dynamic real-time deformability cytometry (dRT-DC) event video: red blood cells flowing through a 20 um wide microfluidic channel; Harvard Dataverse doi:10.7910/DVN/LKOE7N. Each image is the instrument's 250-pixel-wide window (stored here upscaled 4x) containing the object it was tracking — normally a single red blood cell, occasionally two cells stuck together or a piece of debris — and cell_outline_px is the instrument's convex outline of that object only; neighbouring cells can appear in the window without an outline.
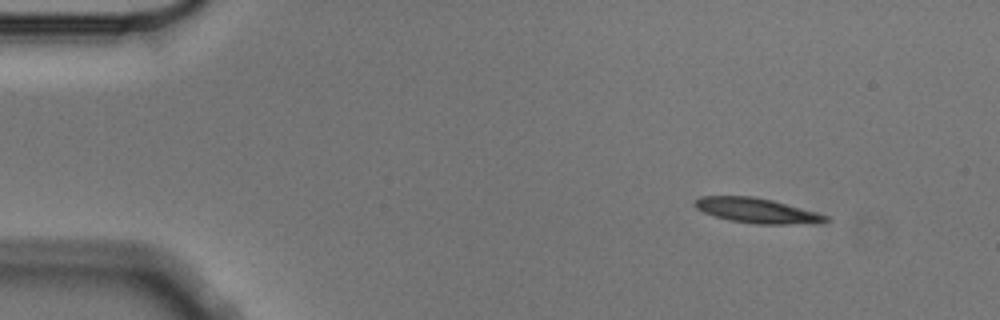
{"species": "Egyptian fruit bat (a non-hibernating species)", "species_latin": "Rousettus aegyptiacus", "temperature_condition": "cold", "stored_images_in_passage": 6, "camera_frame_rate_fps": 3000, "um_per_image_px": 0.085, "animal": {"sex": "male"}, "frame": {"image": 1, "passage_image": 1, "time_ms": 0.0, "image_size_px": [1000, 320], "cell_outline_px": [[832, 220], [816, 224], [756, 224], [728, 220], [704, 212], [696, 208], [692, 204], [692, 200], [700, 196], [752, 196], [772, 200], [816, 212], [828, 216]], "centroid_in_image_um": [64.33, 17.9], "position_along_channel_um": 20.7, "area_um2": 19.19}}
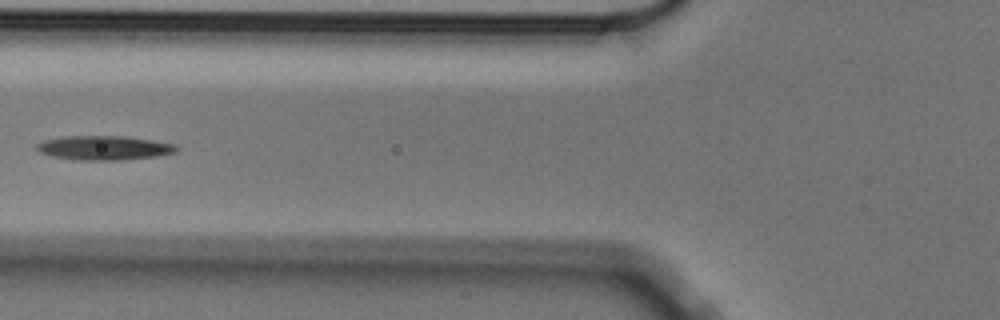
{"frame": {"image": 2, "passage_image": 5, "time_ms": 1.333, "image_size_px": [1000, 320], "cell_outline_px": [[180, 148], [176, 152], [156, 156], [124, 160], [72, 160], [52, 156], [40, 152], [36, 148], [36, 144], [44, 140], [64, 136], [128, 136], [176, 144]], "centroid_in_image_um": [8.87, 12.57], "position_along_channel_um": 116.9, "area_um2": 19.94}}
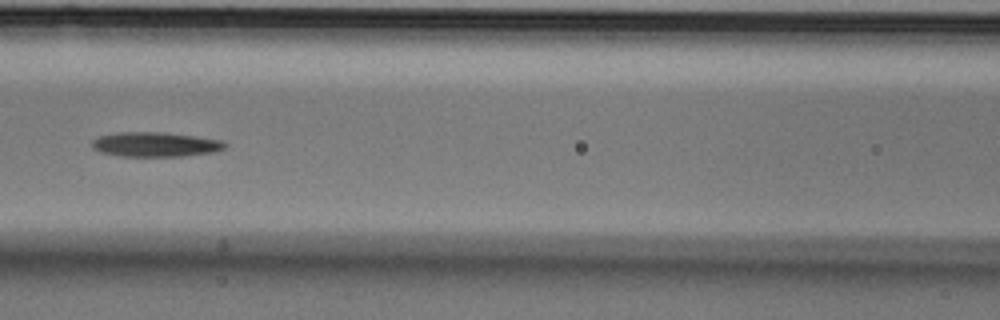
{"frame": {"image": 3, "passage_image": 6, "time_ms": 1.667, "image_size_px": [1000, 320], "cell_outline_px": [[228, 148], [212, 152], [184, 156], [120, 156], [100, 152], [92, 148], [92, 140], [100, 136], [120, 132], [164, 132], [196, 136], [224, 140], [228, 144]], "centroid_in_image_um": [13.26, 12.27], "position_along_channel_um": 153.3, "area_um2": 19.25}}